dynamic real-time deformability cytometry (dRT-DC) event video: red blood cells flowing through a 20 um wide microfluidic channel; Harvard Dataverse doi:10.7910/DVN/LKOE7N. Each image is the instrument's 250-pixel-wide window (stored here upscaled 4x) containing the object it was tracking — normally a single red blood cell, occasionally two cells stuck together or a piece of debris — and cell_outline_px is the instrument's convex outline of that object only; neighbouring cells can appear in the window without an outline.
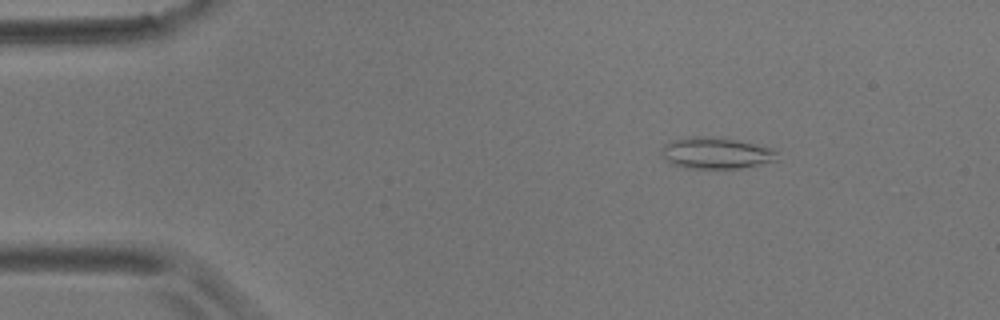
{"species": "common noctule bat (a hibernating species)", "species_latin": "Nyctalus noctula", "temperature_condition": "room temperature", "stored_images_in_passage": 4, "camera_frame_rate_fps": 3000, "um_per_image_px": 0.085, "animal": {"sex": "male", "body_mass_g": 17.9}, "frame": {"image": 1, "passage_image": 1, "time_ms": 0.0, "image_size_px": [1000, 320], "cell_outline_px": [[780, 160], [740, 168], [684, 168], [672, 164], [660, 152], [660, 148], [664, 144], [672, 140], [692, 136], [700, 136], [732, 140], [772, 148], [776, 152]], "centroid_in_image_um": [60.84, 13.02], "position_along_channel_um": 24.2, "area_um2": 20.87}}